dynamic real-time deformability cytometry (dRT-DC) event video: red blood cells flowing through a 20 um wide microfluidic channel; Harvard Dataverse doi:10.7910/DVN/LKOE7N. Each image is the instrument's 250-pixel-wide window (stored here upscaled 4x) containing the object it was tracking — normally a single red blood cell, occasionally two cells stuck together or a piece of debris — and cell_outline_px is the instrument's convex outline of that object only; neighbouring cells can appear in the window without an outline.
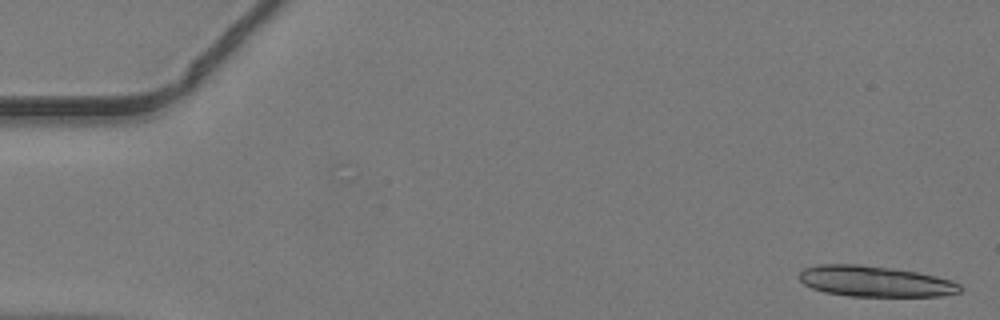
{"species": "common noctule bat (a hibernating species)", "species_latin": "Nyctalus noctula", "temperature_condition": "warm", "stored_images_in_passage": 47, "camera_frame_rate_fps": 3000, "um_per_image_px": 0.085, "animal": {"sex": "male", "body_mass_g": 19.2, "forearm_length_mm": 51.8}, "frame": {"image": 1, "passage_image": 1, "time_ms": 0.0, "image_size_px": [1000, 320], "cell_outline_px": [[964, 288], [960, 292], [940, 296], [848, 296], [824, 292], [812, 288], [804, 284], [800, 280], [800, 272], [804, 268], [816, 264], [860, 264], [892, 268], [916, 272], [936, 276], [952, 280], [960, 284]], "centroid_in_image_um": [74.39, 23.91], "position_along_channel_um": 10.6, "area_um2": 29.02}}
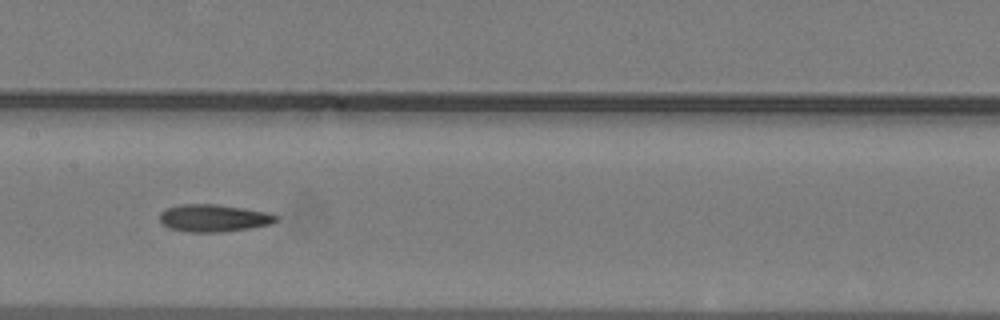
{"frame": {"image": 2, "passage_image": 24, "time_ms": 7.667, "image_size_px": [1000, 320], "cell_outline_px": [[276, 220], [268, 224], [248, 228], [220, 232], [184, 232], [168, 228], [160, 220], [160, 212], [164, 208], [184, 204], [216, 204], [264, 212], [276, 216]], "centroid_in_image_um": [18.05, 18.54], "position_along_channel_um": 189.4, "area_um2": 18.21}}
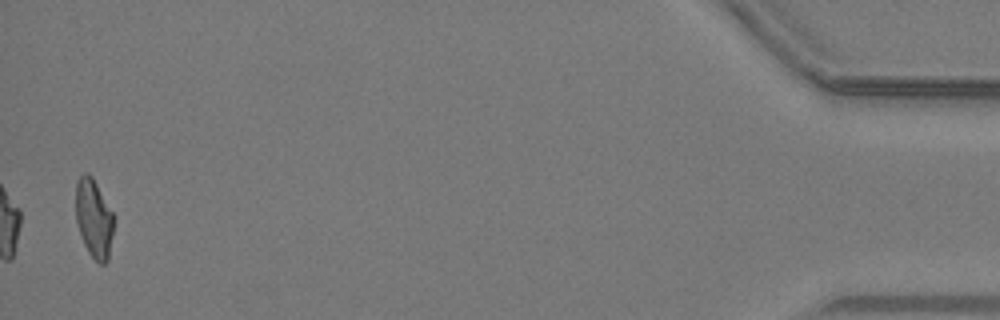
{"frame": {"image": 3, "passage_image": 47, "time_ms": 15.333, "image_size_px": [1000, 320], "cell_outline_px": [[116, 216], [108, 260], [104, 264], [100, 264], [88, 252], [84, 244], [76, 220], [76, 180], [84, 172], [88, 172], [92, 176]], "centroid_in_image_um": [8.01, 18.54], "position_along_channel_um": 427.2, "area_um2": 17.74}}